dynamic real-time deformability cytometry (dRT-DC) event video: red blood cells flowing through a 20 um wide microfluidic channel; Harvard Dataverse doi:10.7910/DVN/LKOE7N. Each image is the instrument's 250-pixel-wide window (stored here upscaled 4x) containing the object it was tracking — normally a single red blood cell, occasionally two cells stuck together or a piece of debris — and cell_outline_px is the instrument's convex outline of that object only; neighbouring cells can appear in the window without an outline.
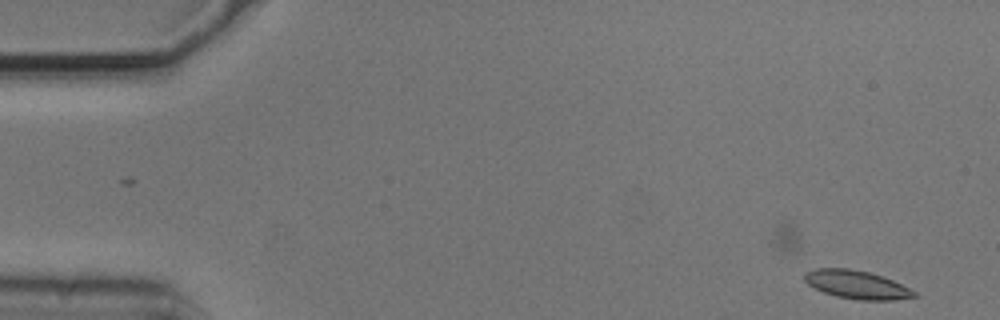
{"species": "common noctule bat (a hibernating species)", "species_latin": "Nyctalus noctula", "temperature_condition": "cold", "stored_images_in_passage": 7, "camera_frame_rate_fps": 3000, "um_per_image_px": 0.085, "animal": {"sex": "male", "body_mass_g": 20.5, "forearm_length_mm": 52.5}, "frame": {"image": 1, "passage_image": 1, "time_ms": 0.0, "image_size_px": [1000, 320], "cell_outline_px": [[916, 296], [896, 300], [860, 300], [836, 296], [824, 292], [808, 284], [804, 280], [804, 276], [808, 272], [816, 268], [848, 268], [868, 272], [892, 280], [916, 292]], "centroid_in_image_um": [72.81, 24.2], "position_along_channel_um": 12.2, "area_um2": 17.74}}